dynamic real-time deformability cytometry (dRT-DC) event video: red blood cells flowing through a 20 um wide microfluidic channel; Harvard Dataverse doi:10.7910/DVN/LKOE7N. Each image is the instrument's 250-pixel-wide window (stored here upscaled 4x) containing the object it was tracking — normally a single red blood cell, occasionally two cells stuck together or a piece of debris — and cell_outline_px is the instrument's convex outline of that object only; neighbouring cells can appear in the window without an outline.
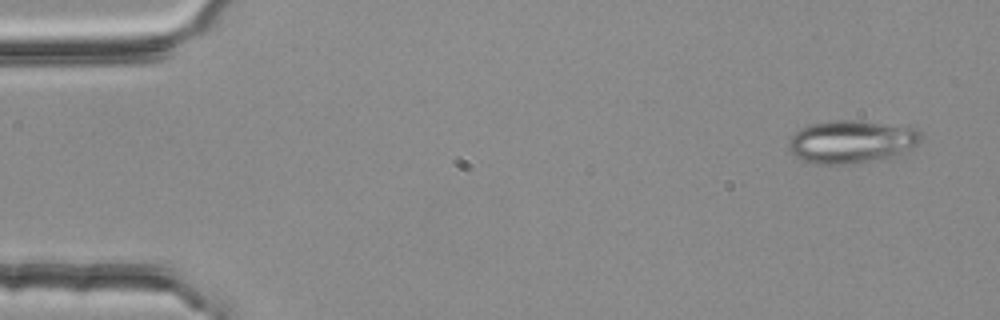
{"species": "common noctule bat (a hibernating species)", "species_latin": "Nyctalus noctula", "temperature_condition": "room temperature", "stored_images_in_passage": 4, "camera_frame_rate_fps": 3000, "um_per_image_px": 0.085, "animal": {"sex": "female", "body_mass_g": 25.1}, "frame": {"image": 1, "passage_image": 1, "time_ms": 0.0, "image_size_px": [1000, 320], "cell_outline_px": [[924, 136], [916, 144], [900, 156], [884, 160], [848, 164], [820, 164], [804, 160], [796, 156], [788, 148], [788, 140], [796, 132], [812, 124], [836, 120], [852, 120], [916, 128]], "centroid_in_image_um": [72.43, 12.07], "position_along_channel_um": 12.6, "area_um2": 33.0}}